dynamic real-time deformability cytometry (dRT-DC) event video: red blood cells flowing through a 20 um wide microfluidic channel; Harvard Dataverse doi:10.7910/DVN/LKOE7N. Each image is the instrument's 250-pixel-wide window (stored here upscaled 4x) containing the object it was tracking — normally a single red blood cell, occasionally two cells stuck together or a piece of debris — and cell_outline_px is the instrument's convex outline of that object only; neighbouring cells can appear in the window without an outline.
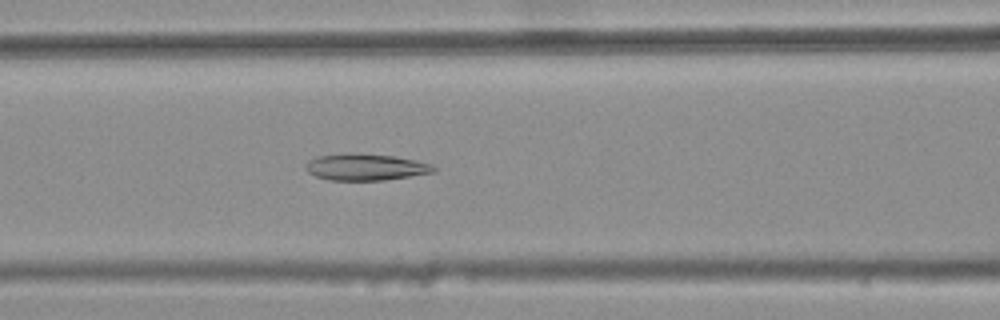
{"species": "common noctule bat (a hibernating species)", "species_latin": "Nyctalus noctula", "temperature_condition": "warm", "stored_images_in_passage": 36, "camera_frame_rate_fps": 3000, "um_per_image_px": 0.085, "animal": {"sex": "female", "body_mass_g": 25.1}, "frame": {"image": 1, "passage_image": 12, "time_ms": 3.667, "image_size_px": [1000, 320], "cell_outline_px": [[436, 172], [384, 180], [328, 180], [316, 176], [308, 172], [308, 160], [316, 156], [344, 152], [348, 152], [392, 156], [432, 164], [436, 168]], "centroid_in_image_um": [31.07, 14.19], "position_along_channel_um": 135.5, "area_um2": 19.77}}
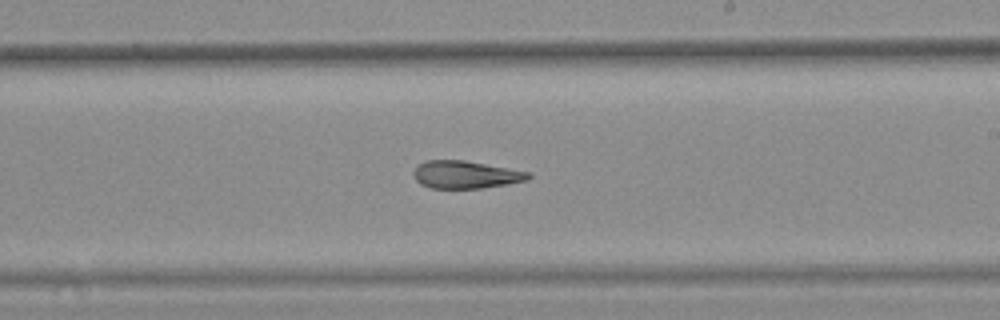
{"frame": {"image": 2, "passage_image": 21, "time_ms": 6.667, "image_size_px": [1000, 320], "cell_outline_px": [[532, 176], [528, 180], [480, 188], [432, 188], [420, 184], [416, 180], [412, 172], [424, 160], [464, 160], [528, 172]], "centroid_in_image_um": [39.54, 14.84], "position_along_channel_um": 249.5, "area_um2": 18.21}}
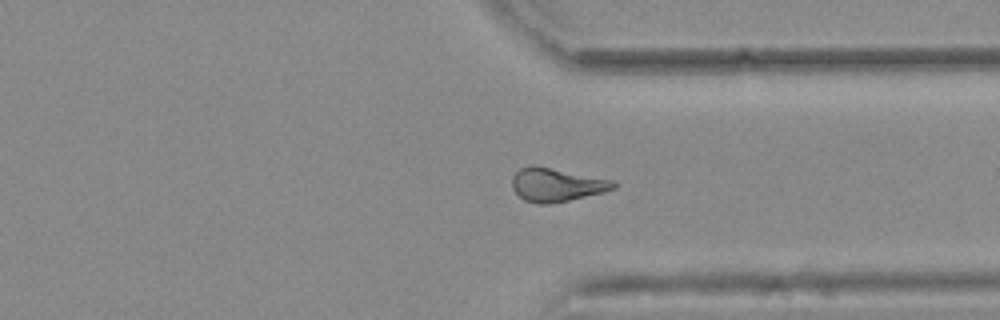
{"frame": {"image": 3, "passage_image": 30, "time_ms": 9.667, "image_size_px": [1000, 320], "cell_outline_px": [[616, 188], [604, 192], [568, 200], [548, 204], [540, 204], [524, 200], [512, 188], [512, 176], [520, 168], [532, 164], [536, 164], [616, 180]], "centroid_in_image_um": [47.32, 15.67], "position_along_channel_um": 364.1, "area_um2": 20.11}, "authors_computed_cell_mechanics": {"area_um2": 19.3052, "velocity_mm_per_s": 3.8093, "shape_relaxation_time_tau1_ms": null, "shape_relaxation_time_tau2_ms": 4.3105, "deformation_change_tau1": null, "deformation_change_tau2": 0.1198}}